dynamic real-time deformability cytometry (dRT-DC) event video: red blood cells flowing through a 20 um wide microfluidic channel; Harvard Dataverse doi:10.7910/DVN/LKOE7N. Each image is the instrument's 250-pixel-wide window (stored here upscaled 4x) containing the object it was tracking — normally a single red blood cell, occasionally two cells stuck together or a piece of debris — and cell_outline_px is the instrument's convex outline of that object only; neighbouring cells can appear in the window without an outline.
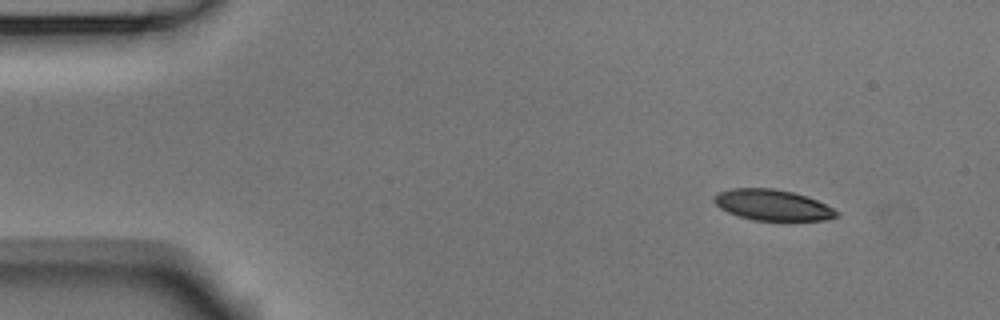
{"species": "Egyptian fruit bat (a non-hibernating species)", "species_latin": "Rousettus aegyptiacus", "temperature_condition": "room temperature", "stored_images_in_passage": 4, "camera_frame_rate_fps": 3000, "um_per_image_px": 0.085, "animal": {"sex": "male"}, "frame": {"image": 1, "passage_image": 1, "time_ms": 0.0, "image_size_px": [1000, 320], "cell_outline_px": [[840, 216], [828, 220], [792, 224], [752, 220], [728, 212], [720, 208], [712, 200], [712, 196], [716, 192], [732, 188], [772, 188], [792, 192], [816, 200], [840, 212]], "centroid_in_image_um": [65.71, 17.49], "position_along_channel_um": 19.3, "area_um2": 23.12}}
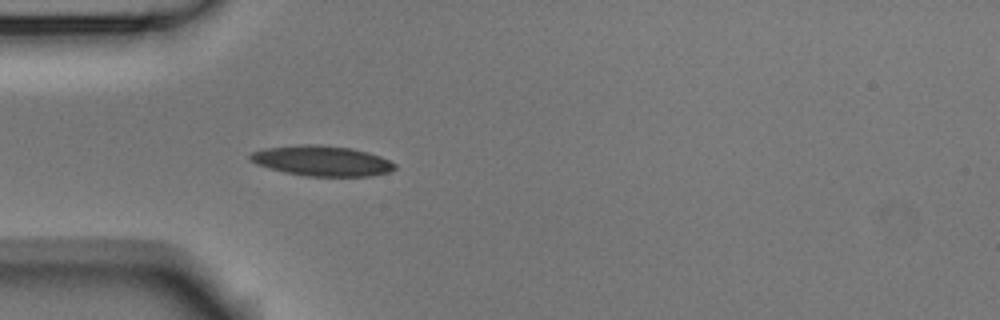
{"frame": {"image": 2, "passage_image": 4, "time_ms": 1.0, "image_size_px": [1000, 320], "cell_outline_px": [[396, 168], [388, 172], [372, 176], [304, 176], [284, 172], [256, 164], [248, 156], [252, 152], [264, 148], [300, 144], [320, 144], [352, 148], [368, 152], [380, 156], [396, 164]], "centroid_in_image_um": [27.36, 13.66], "position_along_channel_um": 57.6, "area_um2": 25.61}}